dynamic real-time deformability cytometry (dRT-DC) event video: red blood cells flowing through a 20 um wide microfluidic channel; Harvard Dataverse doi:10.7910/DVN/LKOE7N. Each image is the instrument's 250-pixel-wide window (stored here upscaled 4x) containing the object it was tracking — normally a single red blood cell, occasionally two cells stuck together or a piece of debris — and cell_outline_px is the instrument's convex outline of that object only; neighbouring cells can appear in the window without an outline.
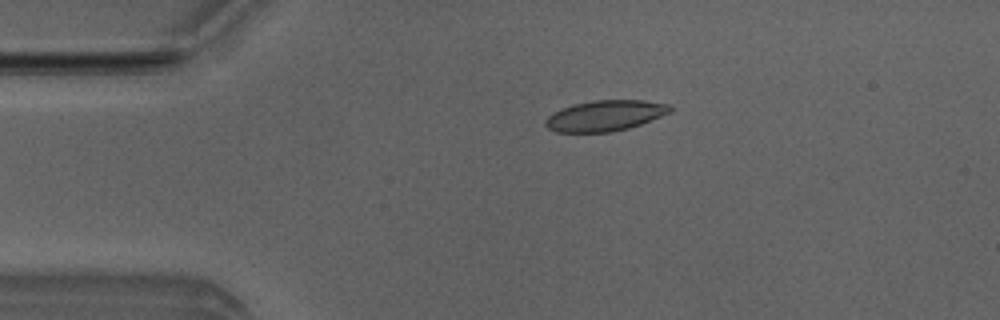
{"species": "Egyptian fruit bat (a non-hibernating species)", "species_latin": "Rousettus aegyptiacus", "temperature_condition": "room temperature", "stored_images_in_passage": 51, "camera_frame_rate_fps": 3000, "um_per_image_px": 0.085, "animal": {"sex": "male"}, "frame": {"image": 1, "passage_image": 10, "time_ms": 3.0, "image_size_px": [1000, 320], "cell_outline_px": [[672, 112], [640, 124], [628, 128], [612, 132], [556, 132], [548, 128], [544, 124], [544, 120], [552, 112], [572, 104], [592, 100], [644, 100], [672, 104]], "centroid_in_image_um": [51.43, 9.82], "position_along_channel_um": 33.6, "area_um2": 22.54}}
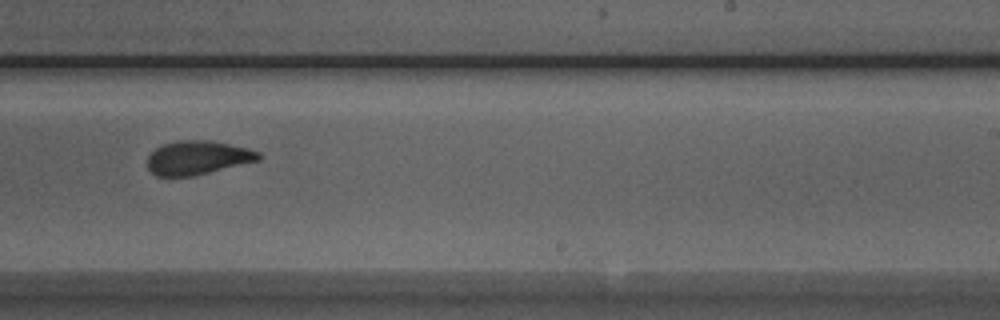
{"frame": {"image": 2, "passage_image": 31, "time_ms": 10.0, "image_size_px": [1000, 320], "cell_outline_px": [[260, 160], [192, 176], [156, 176], [148, 168], [148, 156], [156, 148], [164, 144], [180, 140], [208, 140], [248, 148], [260, 152]], "centroid_in_image_um": [16.8, 13.4], "position_along_channel_um": 272.2, "area_um2": 21.68}}
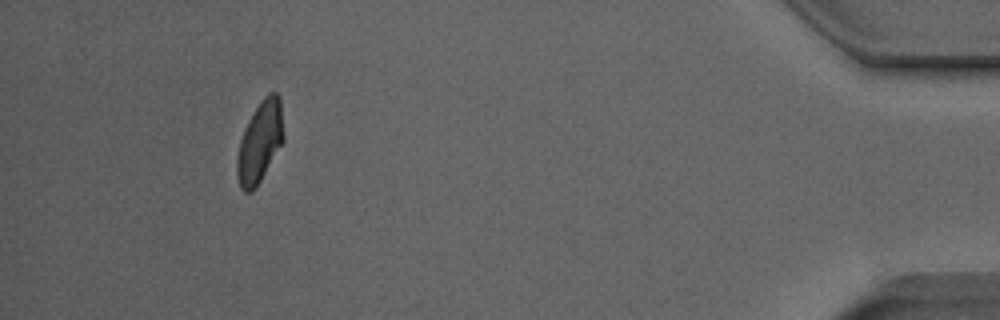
{"frame": {"image": 3, "passage_image": 47, "time_ms": 15.333, "image_size_px": [1000, 320], "cell_outline_px": [[284, 140], [256, 188], [252, 192], [244, 192], [240, 188], [236, 176], [236, 156], [240, 140], [244, 128], [252, 112], [260, 100], [268, 92], [276, 92], [280, 96], [284, 136]], "centroid_in_image_um": [22.07, 12.06], "position_along_channel_um": 413.1, "area_um2": 22.37}, "authors_computed_cell_mechanics": {"area_um2": 22.3686, "velocity_mm_per_s": 3.9656, "shape_relaxation_time_tau1_ms": 3.6405, "shape_relaxation_time_tau2_ms": 1.8632, "deformation_change_tau1": 0.1386, "deformation_change_tau2": 0.0811}}